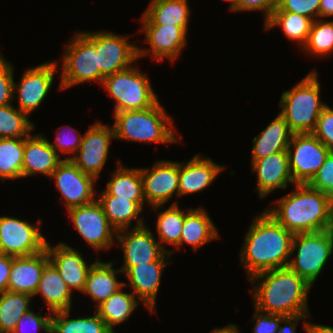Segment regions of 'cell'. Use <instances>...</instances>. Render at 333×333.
Masks as SVG:
<instances>
[{"mask_svg":"<svg viewBox=\"0 0 333 333\" xmlns=\"http://www.w3.org/2000/svg\"><path fill=\"white\" fill-rule=\"evenodd\" d=\"M245 236L240 261L249 273L248 279L267 270L288 267L294 234L266 210L254 217Z\"/></svg>","mask_w":333,"mask_h":333,"instance_id":"6da1fadb","label":"cell"},{"mask_svg":"<svg viewBox=\"0 0 333 333\" xmlns=\"http://www.w3.org/2000/svg\"><path fill=\"white\" fill-rule=\"evenodd\" d=\"M295 185V191L266 211L293 234L333 229V199L308 184Z\"/></svg>","mask_w":333,"mask_h":333,"instance_id":"7a4b0ae2","label":"cell"},{"mask_svg":"<svg viewBox=\"0 0 333 333\" xmlns=\"http://www.w3.org/2000/svg\"><path fill=\"white\" fill-rule=\"evenodd\" d=\"M249 281L260 283L251 290L257 310L282 316L310 314L307 295L311 285L289 267L258 273Z\"/></svg>","mask_w":333,"mask_h":333,"instance_id":"3957f363","label":"cell"},{"mask_svg":"<svg viewBox=\"0 0 333 333\" xmlns=\"http://www.w3.org/2000/svg\"><path fill=\"white\" fill-rule=\"evenodd\" d=\"M114 119L115 139L165 144L179 141L159 101L148 109L114 113Z\"/></svg>","mask_w":333,"mask_h":333,"instance_id":"277c9868","label":"cell"},{"mask_svg":"<svg viewBox=\"0 0 333 333\" xmlns=\"http://www.w3.org/2000/svg\"><path fill=\"white\" fill-rule=\"evenodd\" d=\"M317 76L315 70L310 72L281 96L280 114L293 133H312L326 106L320 101V84Z\"/></svg>","mask_w":333,"mask_h":333,"instance_id":"5b68a950","label":"cell"},{"mask_svg":"<svg viewBox=\"0 0 333 333\" xmlns=\"http://www.w3.org/2000/svg\"><path fill=\"white\" fill-rule=\"evenodd\" d=\"M102 85L116 101L114 113L148 109L158 102L148 76L133 66L105 77Z\"/></svg>","mask_w":333,"mask_h":333,"instance_id":"8992f818","label":"cell"},{"mask_svg":"<svg viewBox=\"0 0 333 333\" xmlns=\"http://www.w3.org/2000/svg\"><path fill=\"white\" fill-rule=\"evenodd\" d=\"M296 249L288 267L312 286L333 253V229L294 234L291 254Z\"/></svg>","mask_w":333,"mask_h":333,"instance_id":"52a82bcc","label":"cell"},{"mask_svg":"<svg viewBox=\"0 0 333 333\" xmlns=\"http://www.w3.org/2000/svg\"><path fill=\"white\" fill-rule=\"evenodd\" d=\"M60 89L88 81L100 82L95 44L82 32L68 42L64 51Z\"/></svg>","mask_w":333,"mask_h":333,"instance_id":"ba28073f","label":"cell"},{"mask_svg":"<svg viewBox=\"0 0 333 333\" xmlns=\"http://www.w3.org/2000/svg\"><path fill=\"white\" fill-rule=\"evenodd\" d=\"M330 151L313 133H294L287 149L294 183L308 184Z\"/></svg>","mask_w":333,"mask_h":333,"instance_id":"9c48e42d","label":"cell"},{"mask_svg":"<svg viewBox=\"0 0 333 333\" xmlns=\"http://www.w3.org/2000/svg\"><path fill=\"white\" fill-rule=\"evenodd\" d=\"M96 46L100 83L116 72L128 69L138 57V48L128 38L112 32H83Z\"/></svg>","mask_w":333,"mask_h":333,"instance_id":"30bf717a","label":"cell"},{"mask_svg":"<svg viewBox=\"0 0 333 333\" xmlns=\"http://www.w3.org/2000/svg\"><path fill=\"white\" fill-rule=\"evenodd\" d=\"M46 244L38 226L16 217H0V246L3 254L27 257L44 251Z\"/></svg>","mask_w":333,"mask_h":333,"instance_id":"8fae6325","label":"cell"},{"mask_svg":"<svg viewBox=\"0 0 333 333\" xmlns=\"http://www.w3.org/2000/svg\"><path fill=\"white\" fill-rule=\"evenodd\" d=\"M115 239L121 245L124 253V264L119 268L123 274L133 266L152 261H167L166 259L171 256L162 248L145 224L140 227H133L130 232H128V228L119 230Z\"/></svg>","mask_w":333,"mask_h":333,"instance_id":"7c38bea8","label":"cell"},{"mask_svg":"<svg viewBox=\"0 0 333 333\" xmlns=\"http://www.w3.org/2000/svg\"><path fill=\"white\" fill-rule=\"evenodd\" d=\"M75 229L95 250H105L114 243L116 229L109 223L97 199L89 204L67 210Z\"/></svg>","mask_w":333,"mask_h":333,"instance_id":"4fadbf2b","label":"cell"},{"mask_svg":"<svg viewBox=\"0 0 333 333\" xmlns=\"http://www.w3.org/2000/svg\"><path fill=\"white\" fill-rule=\"evenodd\" d=\"M112 139H115L113 127L97 121L82 137L78 151L73 157L66 159H70L83 173L98 179L107 160Z\"/></svg>","mask_w":333,"mask_h":333,"instance_id":"5bb4252c","label":"cell"},{"mask_svg":"<svg viewBox=\"0 0 333 333\" xmlns=\"http://www.w3.org/2000/svg\"><path fill=\"white\" fill-rule=\"evenodd\" d=\"M141 20L145 42L150 45V50L138 48V57L146 56L151 51L150 55L157 61L163 62L165 58L175 61L188 40V26L155 25L144 13Z\"/></svg>","mask_w":333,"mask_h":333,"instance_id":"9a60e30c","label":"cell"},{"mask_svg":"<svg viewBox=\"0 0 333 333\" xmlns=\"http://www.w3.org/2000/svg\"><path fill=\"white\" fill-rule=\"evenodd\" d=\"M50 177L54 178L67 210L96 200L93 184L97 179L83 173L70 159H64Z\"/></svg>","mask_w":333,"mask_h":333,"instance_id":"2e32d148","label":"cell"},{"mask_svg":"<svg viewBox=\"0 0 333 333\" xmlns=\"http://www.w3.org/2000/svg\"><path fill=\"white\" fill-rule=\"evenodd\" d=\"M143 196L151 209L159 207L176 195L179 197V163L157 161L150 169H141Z\"/></svg>","mask_w":333,"mask_h":333,"instance_id":"e0dca14e","label":"cell"},{"mask_svg":"<svg viewBox=\"0 0 333 333\" xmlns=\"http://www.w3.org/2000/svg\"><path fill=\"white\" fill-rule=\"evenodd\" d=\"M58 62H44L36 67L25 70L20 83L13 85L18 93L19 110L29 115L47 96Z\"/></svg>","mask_w":333,"mask_h":333,"instance_id":"ac0fdd59","label":"cell"},{"mask_svg":"<svg viewBox=\"0 0 333 333\" xmlns=\"http://www.w3.org/2000/svg\"><path fill=\"white\" fill-rule=\"evenodd\" d=\"M46 250L49 261L56 267L71 292L73 290L82 292L88 272L94 263L88 266L80 252L65 243L60 242L52 247L47 242Z\"/></svg>","mask_w":333,"mask_h":333,"instance_id":"d6986e66","label":"cell"},{"mask_svg":"<svg viewBox=\"0 0 333 333\" xmlns=\"http://www.w3.org/2000/svg\"><path fill=\"white\" fill-rule=\"evenodd\" d=\"M252 172L257 175V191L261 198L276 189H286L288 183H294L290 171L287 151L268 155L266 158L255 160Z\"/></svg>","mask_w":333,"mask_h":333,"instance_id":"ffe728a7","label":"cell"},{"mask_svg":"<svg viewBox=\"0 0 333 333\" xmlns=\"http://www.w3.org/2000/svg\"><path fill=\"white\" fill-rule=\"evenodd\" d=\"M48 252L12 257V268L7 290L35 296L44 267L49 263Z\"/></svg>","mask_w":333,"mask_h":333,"instance_id":"44dd1931","label":"cell"},{"mask_svg":"<svg viewBox=\"0 0 333 333\" xmlns=\"http://www.w3.org/2000/svg\"><path fill=\"white\" fill-rule=\"evenodd\" d=\"M168 261H152L131 267L126 273L133 294L144 303L150 313L156 311V296L160 279Z\"/></svg>","mask_w":333,"mask_h":333,"instance_id":"7402d4cb","label":"cell"},{"mask_svg":"<svg viewBox=\"0 0 333 333\" xmlns=\"http://www.w3.org/2000/svg\"><path fill=\"white\" fill-rule=\"evenodd\" d=\"M63 160L43 135L24 138L22 177L39 173L50 177Z\"/></svg>","mask_w":333,"mask_h":333,"instance_id":"603a6c76","label":"cell"},{"mask_svg":"<svg viewBox=\"0 0 333 333\" xmlns=\"http://www.w3.org/2000/svg\"><path fill=\"white\" fill-rule=\"evenodd\" d=\"M224 168L208 157L201 158L199 154L185 165L179 163V197L204 190Z\"/></svg>","mask_w":333,"mask_h":333,"instance_id":"cb8c5ba5","label":"cell"},{"mask_svg":"<svg viewBox=\"0 0 333 333\" xmlns=\"http://www.w3.org/2000/svg\"><path fill=\"white\" fill-rule=\"evenodd\" d=\"M293 134L285 118L279 113L258 136L253 138L251 164L268 155L287 151Z\"/></svg>","mask_w":333,"mask_h":333,"instance_id":"d4e9b609","label":"cell"},{"mask_svg":"<svg viewBox=\"0 0 333 333\" xmlns=\"http://www.w3.org/2000/svg\"><path fill=\"white\" fill-rule=\"evenodd\" d=\"M112 266L113 262L104 263L97 259L88 272L82 293L90 296L97 303L96 307L126 285L118 282L115 276L123 272L113 269Z\"/></svg>","mask_w":333,"mask_h":333,"instance_id":"484cf974","label":"cell"},{"mask_svg":"<svg viewBox=\"0 0 333 333\" xmlns=\"http://www.w3.org/2000/svg\"><path fill=\"white\" fill-rule=\"evenodd\" d=\"M97 201L101 204L104 214L107 216L109 223L116 229H129L132 220L137 219L136 227L144 225L143 219L139 218L146 201H132L116 196L109 195L105 190Z\"/></svg>","mask_w":333,"mask_h":333,"instance_id":"4316f807","label":"cell"},{"mask_svg":"<svg viewBox=\"0 0 333 333\" xmlns=\"http://www.w3.org/2000/svg\"><path fill=\"white\" fill-rule=\"evenodd\" d=\"M37 294L43 297L51 314L71 310V290L51 262L44 267L35 295Z\"/></svg>","mask_w":333,"mask_h":333,"instance_id":"83f0119b","label":"cell"},{"mask_svg":"<svg viewBox=\"0 0 333 333\" xmlns=\"http://www.w3.org/2000/svg\"><path fill=\"white\" fill-rule=\"evenodd\" d=\"M219 236L218 229L202 207L190 209L185 212L179 248L185 243L197 250Z\"/></svg>","mask_w":333,"mask_h":333,"instance_id":"f1b7e54d","label":"cell"},{"mask_svg":"<svg viewBox=\"0 0 333 333\" xmlns=\"http://www.w3.org/2000/svg\"><path fill=\"white\" fill-rule=\"evenodd\" d=\"M118 169L112 173L105 191L111 195L132 201H145L143 196L141 170L127 168L118 162Z\"/></svg>","mask_w":333,"mask_h":333,"instance_id":"f546056e","label":"cell"},{"mask_svg":"<svg viewBox=\"0 0 333 333\" xmlns=\"http://www.w3.org/2000/svg\"><path fill=\"white\" fill-rule=\"evenodd\" d=\"M137 306L136 296L133 293H126L120 288L99 304L95 311L104 320L106 326L116 333L113 327L127 320Z\"/></svg>","mask_w":333,"mask_h":333,"instance_id":"4dcf8cb0","label":"cell"},{"mask_svg":"<svg viewBox=\"0 0 333 333\" xmlns=\"http://www.w3.org/2000/svg\"><path fill=\"white\" fill-rule=\"evenodd\" d=\"M187 0H152L144 14L155 25L188 26L190 8Z\"/></svg>","mask_w":333,"mask_h":333,"instance_id":"1f68e13d","label":"cell"},{"mask_svg":"<svg viewBox=\"0 0 333 333\" xmlns=\"http://www.w3.org/2000/svg\"><path fill=\"white\" fill-rule=\"evenodd\" d=\"M70 311L51 314V333H113L96 311L93 317L68 319Z\"/></svg>","mask_w":333,"mask_h":333,"instance_id":"d6a6232c","label":"cell"},{"mask_svg":"<svg viewBox=\"0 0 333 333\" xmlns=\"http://www.w3.org/2000/svg\"><path fill=\"white\" fill-rule=\"evenodd\" d=\"M312 22V19L296 13L273 10L271 17L264 22V29L281 26L285 36L303 47L307 42Z\"/></svg>","mask_w":333,"mask_h":333,"instance_id":"836d02e7","label":"cell"},{"mask_svg":"<svg viewBox=\"0 0 333 333\" xmlns=\"http://www.w3.org/2000/svg\"><path fill=\"white\" fill-rule=\"evenodd\" d=\"M33 296L26 293L4 291L0 293V333H12L19 318L30 310Z\"/></svg>","mask_w":333,"mask_h":333,"instance_id":"e575fe53","label":"cell"},{"mask_svg":"<svg viewBox=\"0 0 333 333\" xmlns=\"http://www.w3.org/2000/svg\"><path fill=\"white\" fill-rule=\"evenodd\" d=\"M24 138H0V179L22 178Z\"/></svg>","mask_w":333,"mask_h":333,"instance_id":"d590c367","label":"cell"},{"mask_svg":"<svg viewBox=\"0 0 333 333\" xmlns=\"http://www.w3.org/2000/svg\"><path fill=\"white\" fill-rule=\"evenodd\" d=\"M184 218L185 212L179 209L177 202H174L168 209H165L158 214L156 228L159 234V243L167 253L172 254L175 250L164 248V243L179 248Z\"/></svg>","mask_w":333,"mask_h":333,"instance_id":"8d00e7d4","label":"cell"},{"mask_svg":"<svg viewBox=\"0 0 333 333\" xmlns=\"http://www.w3.org/2000/svg\"><path fill=\"white\" fill-rule=\"evenodd\" d=\"M34 126L28 115L13 104L0 106V138L28 137Z\"/></svg>","mask_w":333,"mask_h":333,"instance_id":"74e56055","label":"cell"},{"mask_svg":"<svg viewBox=\"0 0 333 333\" xmlns=\"http://www.w3.org/2000/svg\"><path fill=\"white\" fill-rule=\"evenodd\" d=\"M303 49L314 56H327L333 52V21L317 19L312 22Z\"/></svg>","mask_w":333,"mask_h":333,"instance_id":"f35d334b","label":"cell"},{"mask_svg":"<svg viewBox=\"0 0 333 333\" xmlns=\"http://www.w3.org/2000/svg\"><path fill=\"white\" fill-rule=\"evenodd\" d=\"M308 185L333 199V151L329 152L324 163Z\"/></svg>","mask_w":333,"mask_h":333,"instance_id":"ab89813d","label":"cell"},{"mask_svg":"<svg viewBox=\"0 0 333 333\" xmlns=\"http://www.w3.org/2000/svg\"><path fill=\"white\" fill-rule=\"evenodd\" d=\"M321 0H278L274 10L296 13L315 21L319 17Z\"/></svg>","mask_w":333,"mask_h":333,"instance_id":"60d3db41","label":"cell"},{"mask_svg":"<svg viewBox=\"0 0 333 333\" xmlns=\"http://www.w3.org/2000/svg\"><path fill=\"white\" fill-rule=\"evenodd\" d=\"M13 73V66L0 54V106L11 104L15 98Z\"/></svg>","mask_w":333,"mask_h":333,"instance_id":"b9f144b4","label":"cell"},{"mask_svg":"<svg viewBox=\"0 0 333 333\" xmlns=\"http://www.w3.org/2000/svg\"><path fill=\"white\" fill-rule=\"evenodd\" d=\"M312 133L333 151V109L328 105L323 108Z\"/></svg>","mask_w":333,"mask_h":333,"instance_id":"7bdbcfd3","label":"cell"},{"mask_svg":"<svg viewBox=\"0 0 333 333\" xmlns=\"http://www.w3.org/2000/svg\"><path fill=\"white\" fill-rule=\"evenodd\" d=\"M28 326H30L32 329L34 328L33 330H37L35 333H38V330L40 329H43V331L46 333H51V315H39L29 310L24 313L16 322V327L12 333H26L28 331L25 329H27Z\"/></svg>","mask_w":333,"mask_h":333,"instance_id":"ee69618b","label":"cell"},{"mask_svg":"<svg viewBox=\"0 0 333 333\" xmlns=\"http://www.w3.org/2000/svg\"><path fill=\"white\" fill-rule=\"evenodd\" d=\"M57 130H58L57 131L58 133H57L56 139H55L56 143L52 144L51 142H49V145L58 154H60V151L65 154H67V153L73 154V152H77L80 147L83 135H81V134L77 135V133L70 134L69 132H71L73 130L75 131L74 128L71 129L70 125H68V127H66V128H63V127L58 128ZM65 130H68V131L71 130V131H69L67 133L65 132V134H66L65 135L64 133H62V131H65Z\"/></svg>","mask_w":333,"mask_h":333,"instance_id":"f6af8a7d","label":"cell"},{"mask_svg":"<svg viewBox=\"0 0 333 333\" xmlns=\"http://www.w3.org/2000/svg\"><path fill=\"white\" fill-rule=\"evenodd\" d=\"M284 317L282 315L264 313L255 308L253 318H255L256 322L253 333H276Z\"/></svg>","mask_w":333,"mask_h":333,"instance_id":"bcb514c9","label":"cell"},{"mask_svg":"<svg viewBox=\"0 0 333 333\" xmlns=\"http://www.w3.org/2000/svg\"><path fill=\"white\" fill-rule=\"evenodd\" d=\"M277 4L278 0H237L235 7L231 11H264V21L266 22L271 17V14Z\"/></svg>","mask_w":333,"mask_h":333,"instance_id":"7dc6e473","label":"cell"},{"mask_svg":"<svg viewBox=\"0 0 333 333\" xmlns=\"http://www.w3.org/2000/svg\"><path fill=\"white\" fill-rule=\"evenodd\" d=\"M12 268V256L1 255L0 256V293L7 290L9 283V276Z\"/></svg>","mask_w":333,"mask_h":333,"instance_id":"c3c4849f","label":"cell"},{"mask_svg":"<svg viewBox=\"0 0 333 333\" xmlns=\"http://www.w3.org/2000/svg\"><path fill=\"white\" fill-rule=\"evenodd\" d=\"M311 314H297L292 316H285L282 319V323H285V326H279V329L276 333H296V324L299 320H302L304 318H309Z\"/></svg>","mask_w":333,"mask_h":333,"instance_id":"681fc988","label":"cell"},{"mask_svg":"<svg viewBox=\"0 0 333 333\" xmlns=\"http://www.w3.org/2000/svg\"><path fill=\"white\" fill-rule=\"evenodd\" d=\"M304 327L307 333H333V327L324 326L320 324H312L306 322V319Z\"/></svg>","mask_w":333,"mask_h":333,"instance_id":"f907efd6","label":"cell"},{"mask_svg":"<svg viewBox=\"0 0 333 333\" xmlns=\"http://www.w3.org/2000/svg\"><path fill=\"white\" fill-rule=\"evenodd\" d=\"M333 16V0H321L319 7V17Z\"/></svg>","mask_w":333,"mask_h":333,"instance_id":"816d5d0a","label":"cell"},{"mask_svg":"<svg viewBox=\"0 0 333 333\" xmlns=\"http://www.w3.org/2000/svg\"><path fill=\"white\" fill-rule=\"evenodd\" d=\"M211 333H240L238 327L235 324H228L223 328H215L211 330Z\"/></svg>","mask_w":333,"mask_h":333,"instance_id":"f5cc1de1","label":"cell"},{"mask_svg":"<svg viewBox=\"0 0 333 333\" xmlns=\"http://www.w3.org/2000/svg\"><path fill=\"white\" fill-rule=\"evenodd\" d=\"M225 1H229L230 3V7H229V9L230 10H232L234 7H235V5H236V3H237V0H225Z\"/></svg>","mask_w":333,"mask_h":333,"instance_id":"db71d44e","label":"cell"},{"mask_svg":"<svg viewBox=\"0 0 333 333\" xmlns=\"http://www.w3.org/2000/svg\"><path fill=\"white\" fill-rule=\"evenodd\" d=\"M1 255H3V252H2V250H1V246H0V256H1Z\"/></svg>","mask_w":333,"mask_h":333,"instance_id":"11a10c76","label":"cell"}]
</instances>
